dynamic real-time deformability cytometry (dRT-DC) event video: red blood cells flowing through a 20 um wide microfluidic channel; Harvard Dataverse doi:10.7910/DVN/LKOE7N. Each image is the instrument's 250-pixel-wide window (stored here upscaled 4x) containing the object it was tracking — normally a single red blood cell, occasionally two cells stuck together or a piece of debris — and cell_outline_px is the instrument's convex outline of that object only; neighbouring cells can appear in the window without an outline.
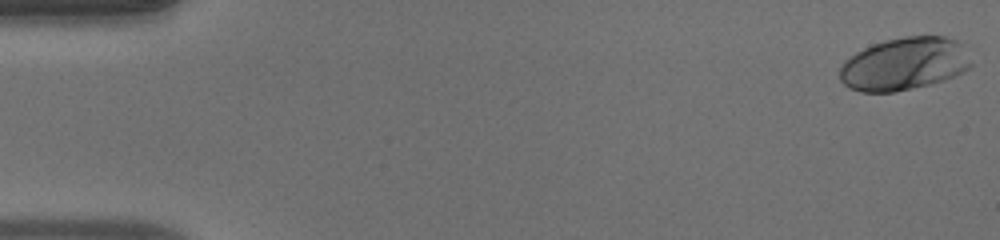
{"species": "human", "species_latin": "Homo sapiens", "temperature_condition": "warm", "stored_images_in_passage": 52, "camera_frame_rate_fps": 3000, "um_per_image_px": 0.085, "donor": {"sex": "male"}, "frame": {"image": 1, "passage_image": 1, "time_ms": 0.0, "image_size_px": [1000, 240], "cell_outline_px": [[972, 64], [964, 72], [956, 76], [944, 80], [896, 92], [860, 92], [848, 88], [840, 80], [840, 68], [844, 60], [856, 52], [872, 44], [884, 40], [904, 36], [944, 36], [956, 40]], "centroid_in_image_um": [76.81, 5.44], "position_along_channel_um": 8.2, "area_um2": 40.29}}
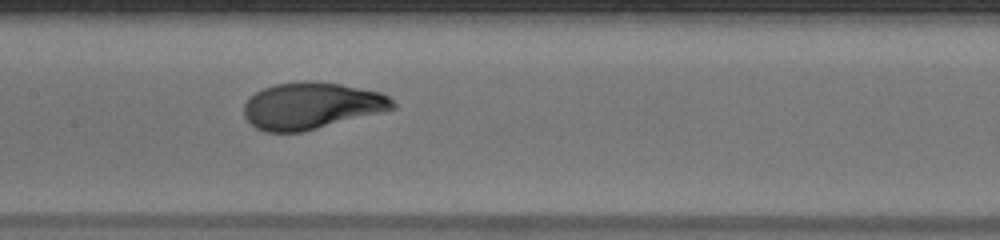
{"frame": {"image": 2, "passage_image": 26, "time_ms": 8.333, "image_size_px": [1000, 240], "cell_outline_px": [[396, 108], [304, 132], [264, 132], [256, 128], [244, 116], [244, 104], [256, 92], [264, 88], [276, 84], [304, 80], [312, 80], [340, 84], [380, 92], [388, 96], [396, 104]], "centroid_in_image_um": [26.47, 8.99], "position_along_channel_um": 180.9, "area_um2": 40.4}}
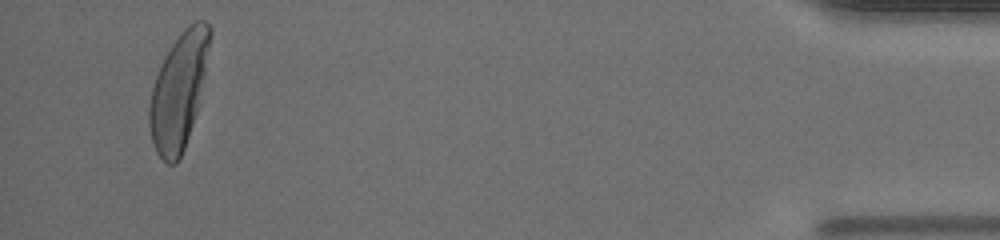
{"frame": {"image": 3, "passage_image": 50, "time_ms": 16.333, "image_size_px": [1000, 240], "cell_outline_px": [[212, 32], [204, 76], [196, 112], [184, 148], [176, 164], [168, 164], [156, 152], [152, 140], [148, 124], [148, 108], [152, 88], [160, 64], [172, 44], [180, 32], [184, 28], [196, 20], [204, 20], [212, 28]], "centroid_in_image_um": [15.18, 7.7], "position_along_channel_um": 420.0, "area_um2": 40.46}, "authors_computed_cell_mechanics": {"area_um2": 39.8531, "velocity_mm_per_s": 3.9401, "shape_relaxation_time_tau1_ms": 3.7441, "shape_relaxation_time_tau2_ms": null, "deformation_change_tau1": 0.227, "deformation_change_tau2": null}}